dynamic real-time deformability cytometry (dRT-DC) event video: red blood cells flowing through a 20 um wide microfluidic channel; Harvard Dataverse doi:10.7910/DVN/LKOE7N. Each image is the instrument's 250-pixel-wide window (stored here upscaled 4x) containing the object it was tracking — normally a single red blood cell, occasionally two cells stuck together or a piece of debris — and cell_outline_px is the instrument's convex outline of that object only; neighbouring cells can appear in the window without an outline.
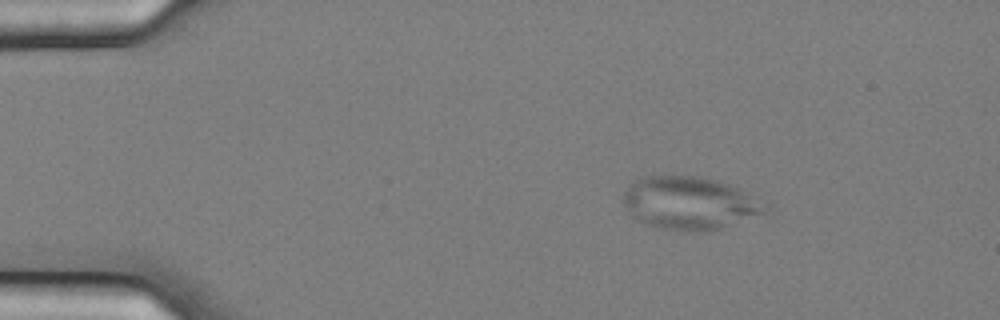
{"species": "common noctule bat (a hibernating species)", "species_latin": "Nyctalus noctula", "temperature_condition": "cold", "stored_images_in_passage": 25, "camera_frame_rate_fps": 3000, "um_per_image_px": 0.085, "animal": {"sex": "female", "body_mass_g": 25.1}, "frame": {"image": 1, "passage_image": 1, "time_ms": 0.0, "image_size_px": [1000, 320], "cell_outline_px": [[772, 200], [768, 208], [764, 212], [720, 228], [696, 232], [664, 228], [632, 220], [624, 204], [624, 192], [628, 184], [632, 180], [644, 176], [696, 176], [716, 180], [728, 184]], "centroid_in_image_um": [58.65, 17.24], "position_along_channel_um": 26.4, "area_um2": 44.22}}
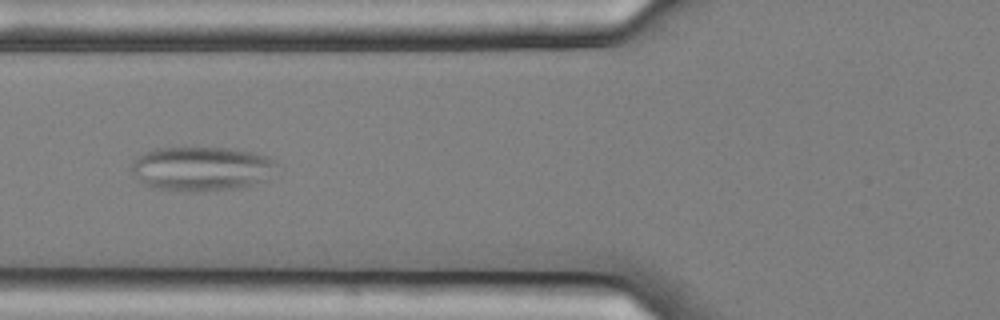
{"frame": {"image": 2, "passage_image": 14, "time_ms": 4.333, "image_size_px": [1000, 320], "cell_outline_px": [[276, 164], [268, 180], [236, 188], [196, 192], [184, 192], [156, 188], [140, 180], [128, 168], [140, 156], [152, 148], [232, 148], [256, 152], [268, 156]], "centroid_in_image_um": [17.15, 14.34], "position_along_channel_um": 108.7, "area_um2": 37.45}}
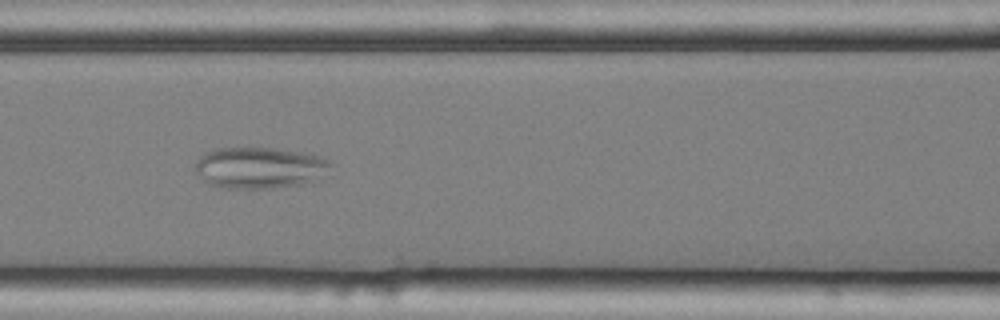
{"frame": {"image": 3, "passage_image": 17, "time_ms": 5.333, "image_size_px": [1000, 320], "cell_outline_px": [[332, 176], [300, 184], [272, 188], [220, 188], [204, 180], [196, 172], [196, 160], [204, 152], [216, 148], [276, 148], [312, 152], [320, 156], [332, 164]], "centroid_in_image_um": [22.17, 14.25], "position_along_channel_um": 144.4, "area_um2": 33.35}}